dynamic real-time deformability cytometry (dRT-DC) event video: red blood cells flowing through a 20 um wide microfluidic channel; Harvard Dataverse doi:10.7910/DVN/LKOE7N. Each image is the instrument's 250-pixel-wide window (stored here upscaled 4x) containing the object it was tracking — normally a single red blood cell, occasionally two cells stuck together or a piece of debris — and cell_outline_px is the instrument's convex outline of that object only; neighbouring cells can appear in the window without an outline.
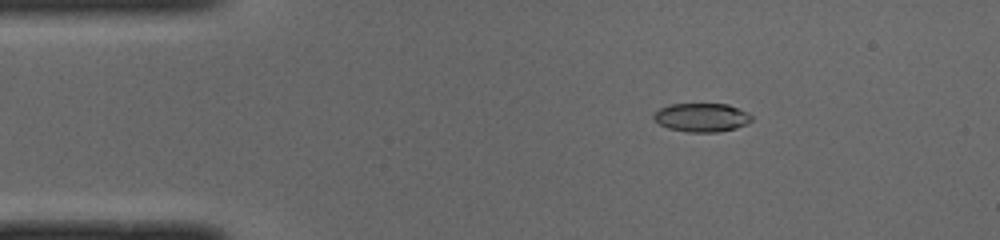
{"species": "common noctule bat (a hibernating species)", "species_latin": "Nyctalus noctula", "temperature_condition": "cold", "stored_images_in_passage": 50, "camera_frame_rate_fps": 3000, "um_per_image_px": 0.085, "animal": {"sex": "male", "body_mass_g": 19.0, "forearm_length_mm": 50.8}, "frame": {"image": 1, "passage_image": 8, "time_ms": 2.333, "image_size_px": [1000, 240], "cell_outline_px": [[752, 120], [736, 128], [716, 132], [688, 132], [668, 128], [660, 124], [652, 116], [660, 108], [668, 104], [728, 104], [748, 112], [752, 116]], "centroid_in_image_um": [59.64, 9.98], "position_along_channel_um": 25.4, "area_um2": 16.24}}
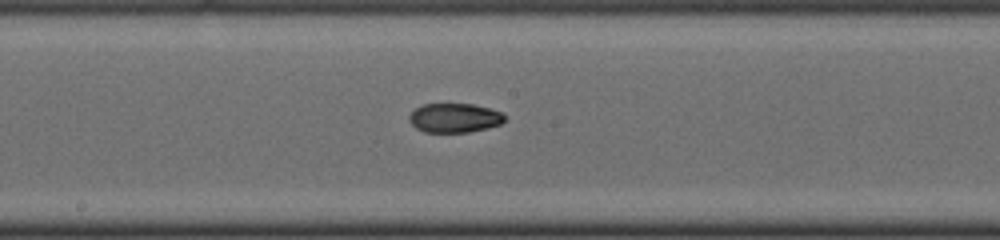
{"frame": {"image": 2, "passage_image": 26, "time_ms": 8.333, "image_size_px": [1000, 240], "cell_outline_px": [[504, 120], [500, 124], [488, 128], [468, 132], [424, 132], [416, 128], [408, 120], [408, 116], [416, 108], [424, 104], [472, 104], [488, 108], [500, 112], [504, 116]], "centroid_in_image_um": [38.6, 10.03], "position_along_channel_um": 209.6, "area_um2": 16.13}}
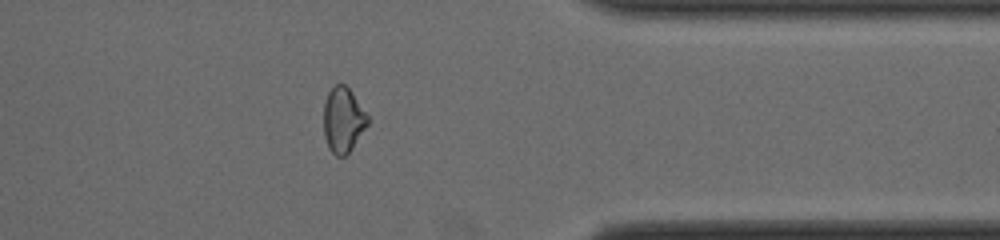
{"frame": {"image": 3, "passage_image": 40, "time_ms": 13.0, "image_size_px": [1000, 240], "cell_outline_px": [[368, 124], [352, 148], [344, 156], [336, 156], [328, 148], [324, 136], [324, 104], [328, 92], [336, 84], [344, 84], [352, 92], [368, 116]], "centroid_in_image_um": [29.15, 10.2], "position_along_channel_um": 382.2, "area_um2": 16.53}, "authors_computed_cell_mechanics": {"area_um2": 16.8776, "velocity_mm_per_s": 4.0086, "shape_relaxation_time_tau1_ms": null, "shape_relaxation_time_tau2_ms": 2.77, "deformation_change_tau1": null, "deformation_change_tau2": 0.0686}}